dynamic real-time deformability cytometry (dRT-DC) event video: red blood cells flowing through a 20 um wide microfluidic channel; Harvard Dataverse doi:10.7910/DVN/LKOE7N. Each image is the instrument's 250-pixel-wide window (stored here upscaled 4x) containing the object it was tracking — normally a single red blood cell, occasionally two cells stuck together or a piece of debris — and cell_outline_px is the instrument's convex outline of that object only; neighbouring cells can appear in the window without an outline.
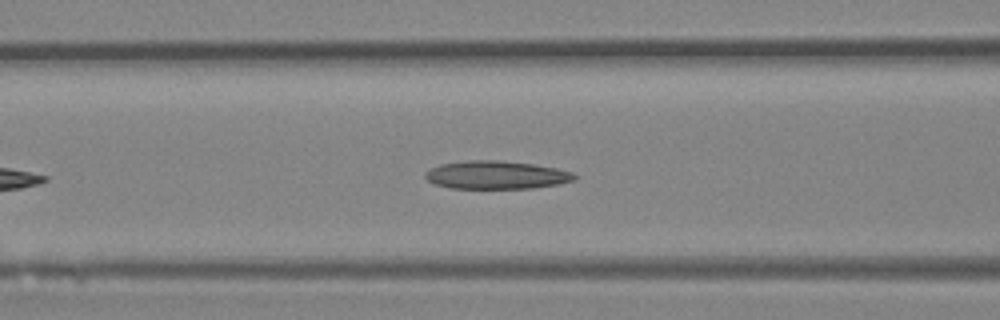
{"species": "Egyptian fruit bat (a non-hibernating species)", "species_latin": "Rousettus aegyptiacus", "temperature_condition": "room temperature", "stored_images_in_passage": 32, "camera_frame_rate_fps": 3000, "um_per_image_px": 0.085, "animal": {"sex": "female"}, "frame": {"image": 1, "passage_image": 9, "time_ms": 2.667, "image_size_px": [1000, 320], "cell_outline_px": [[580, 176], [576, 180], [560, 184], [532, 188], [448, 188], [432, 184], [424, 176], [424, 172], [428, 168], [440, 164], [468, 160], [500, 160], [532, 164], [556, 168], [572, 172]], "centroid_in_image_um": [42.17, 14.87], "position_along_channel_um": 124.4, "area_um2": 24.8}}
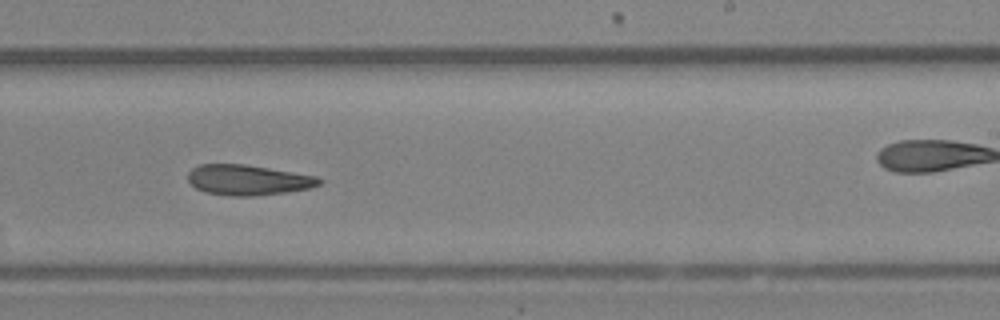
{"frame": {"image": 2, "passage_image": 18, "time_ms": 5.667, "image_size_px": [1000, 320], "cell_outline_px": [[324, 180], [320, 184], [308, 188], [284, 192], [252, 196], [232, 196], [204, 192], [196, 188], [188, 180], [188, 172], [192, 168], [200, 164], [244, 164], [316, 176]], "centroid_in_image_um": [21.05, 15.29], "position_along_channel_um": 268.0, "area_um2": 23.0}}
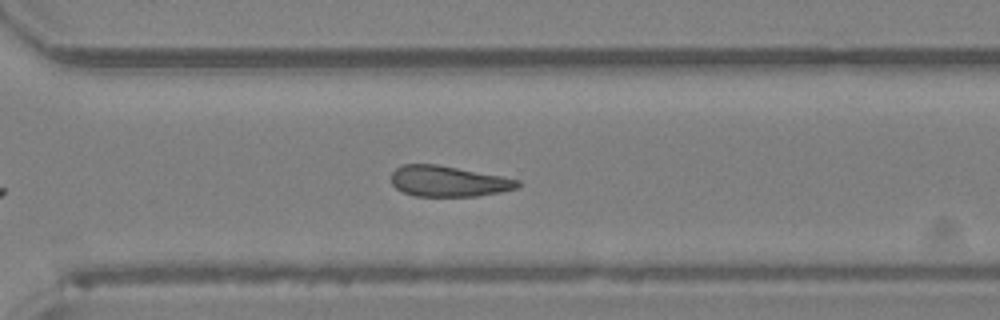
{"frame": {"image": 3, "passage_image": 22, "time_ms": 7.0, "image_size_px": [1000, 320], "cell_outline_px": [[520, 184], [516, 188], [500, 192], [476, 196], [412, 196], [396, 188], [392, 184], [392, 172], [400, 164], [436, 164], [504, 176], [520, 180]], "centroid_in_image_um": [38.1, 15.4], "position_along_channel_um": 332.5, "area_um2": 22.72}}